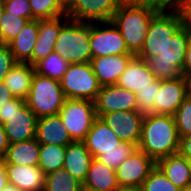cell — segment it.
I'll list each match as a JSON object with an SVG mask.
<instances>
[{
    "mask_svg": "<svg viewBox=\"0 0 191 191\" xmlns=\"http://www.w3.org/2000/svg\"><path fill=\"white\" fill-rule=\"evenodd\" d=\"M87 149L93 158H97L104 151L117 150L122 140L100 117H96L85 140Z\"/></svg>",
    "mask_w": 191,
    "mask_h": 191,
    "instance_id": "obj_18",
    "label": "cell"
},
{
    "mask_svg": "<svg viewBox=\"0 0 191 191\" xmlns=\"http://www.w3.org/2000/svg\"><path fill=\"white\" fill-rule=\"evenodd\" d=\"M156 162L140 149H136L116 169V179L120 186H142Z\"/></svg>",
    "mask_w": 191,
    "mask_h": 191,
    "instance_id": "obj_11",
    "label": "cell"
},
{
    "mask_svg": "<svg viewBox=\"0 0 191 191\" xmlns=\"http://www.w3.org/2000/svg\"><path fill=\"white\" fill-rule=\"evenodd\" d=\"M160 80L156 79L151 86L136 93L137 111L143 116L154 114V101H156L157 92L160 89Z\"/></svg>",
    "mask_w": 191,
    "mask_h": 191,
    "instance_id": "obj_34",
    "label": "cell"
},
{
    "mask_svg": "<svg viewBox=\"0 0 191 191\" xmlns=\"http://www.w3.org/2000/svg\"><path fill=\"white\" fill-rule=\"evenodd\" d=\"M123 141L139 145L144 116L137 110L114 111L100 117Z\"/></svg>",
    "mask_w": 191,
    "mask_h": 191,
    "instance_id": "obj_12",
    "label": "cell"
},
{
    "mask_svg": "<svg viewBox=\"0 0 191 191\" xmlns=\"http://www.w3.org/2000/svg\"><path fill=\"white\" fill-rule=\"evenodd\" d=\"M138 146L129 142L118 144L117 150L104 151L97 159L107 167L115 170L125 159H127Z\"/></svg>",
    "mask_w": 191,
    "mask_h": 191,
    "instance_id": "obj_33",
    "label": "cell"
},
{
    "mask_svg": "<svg viewBox=\"0 0 191 191\" xmlns=\"http://www.w3.org/2000/svg\"><path fill=\"white\" fill-rule=\"evenodd\" d=\"M114 191H143L142 186H118Z\"/></svg>",
    "mask_w": 191,
    "mask_h": 191,
    "instance_id": "obj_47",
    "label": "cell"
},
{
    "mask_svg": "<svg viewBox=\"0 0 191 191\" xmlns=\"http://www.w3.org/2000/svg\"><path fill=\"white\" fill-rule=\"evenodd\" d=\"M8 184L23 191H43L45 174L38 166L5 164Z\"/></svg>",
    "mask_w": 191,
    "mask_h": 191,
    "instance_id": "obj_20",
    "label": "cell"
},
{
    "mask_svg": "<svg viewBox=\"0 0 191 191\" xmlns=\"http://www.w3.org/2000/svg\"><path fill=\"white\" fill-rule=\"evenodd\" d=\"M187 1L188 0H179V11H183Z\"/></svg>",
    "mask_w": 191,
    "mask_h": 191,
    "instance_id": "obj_50",
    "label": "cell"
},
{
    "mask_svg": "<svg viewBox=\"0 0 191 191\" xmlns=\"http://www.w3.org/2000/svg\"><path fill=\"white\" fill-rule=\"evenodd\" d=\"M84 186L99 191H114L118 188L115 170L101 163L97 158H93L83 182Z\"/></svg>",
    "mask_w": 191,
    "mask_h": 191,
    "instance_id": "obj_27",
    "label": "cell"
},
{
    "mask_svg": "<svg viewBox=\"0 0 191 191\" xmlns=\"http://www.w3.org/2000/svg\"><path fill=\"white\" fill-rule=\"evenodd\" d=\"M90 22V45L92 58L131 54L119 29L109 22ZM105 25L108 27L101 26Z\"/></svg>",
    "mask_w": 191,
    "mask_h": 191,
    "instance_id": "obj_10",
    "label": "cell"
},
{
    "mask_svg": "<svg viewBox=\"0 0 191 191\" xmlns=\"http://www.w3.org/2000/svg\"><path fill=\"white\" fill-rule=\"evenodd\" d=\"M70 18L66 15L52 19L39 20L38 39L33 48L32 65L45 59L54 51L55 42L58 38L61 27Z\"/></svg>",
    "mask_w": 191,
    "mask_h": 191,
    "instance_id": "obj_17",
    "label": "cell"
},
{
    "mask_svg": "<svg viewBox=\"0 0 191 191\" xmlns=\"http://www.w3.org/2000/svg\"><path fill=\"white\" fill-rule=\"evenodd\" d=\"M33 20L52 19L66 15L58 0H29Z\"/></svg>",
    "mask_w": 191,
    "mask_h": 191,
    "instance_id": "obj_31",
    "label": "cell"
},
{
    "mask_svg": "<svg viewBox=\"0 0 191 191\" xmlns=\"http://www.w3.org/2000/svg\"><path fill=\"white\" fill-rule=\"evenodd\" d=\"M179 138L191 134V102L185 99L173 114Z\"/></svg>",
    "mask_w": 191,
    "mask_h": 191,
    "instance_id": "obj_36",
    "label": "cell"
},
{
    "mask_svg": "<svg viewBox=\"0 0 191 191\" xmlns=\"http://www.w3.org/2000/svg\"><path fill=\"white\" fill-rule=\"evenodd\" d=\"M187 80L182 76L160 82V89L154 101V114L173 115L186 99Z\"/></svg>",
    "mask_w": 191,
    "mask_h": 191,
    "instance_id": "obj_14",
    "label": "cell"
},
{
    "mask_svg": "<svg viewBox=\"0 0 191 191\" xmlns=\"http://www.w3.org/2000/svg\"><path fill=\"white\" fill-rule=\"evenodd\" d=\"M66 99L60 81L34 73L26 104L38 118L58 115Z\"/></svg>",
    "mask_w": 191,
    "mask_h": 191,
    "instance_id": "obj_6",
    "label": "cell"
},
{
    "mask_svg": "<svg viewBox=\"0 0 191 191\" xmlns=\"http://www.w3.org/2000/svg\"><path fill=\"white\" fill-rule=\"evenodd\" d=\"M38 117L25 104L3 125L9 143L24 142L36 138Z\"/></svg>",
    "mask_w": 191,
    "mask_h": 191,
    "instance_id": "obj_15",
    "label": "cell"
},
{
    "mask_svg": "<svg viewBox=\"0 0 191 191\" xmlns=\"http://www.w3.org/2000/svg\"><path fill=\"white\" fill-rule=\"evenodd\" d=\"M185 24L182 11L160 10L151 20L138 58L144 59L158 56L166 42Z\"/></svg>",
    "mask_w": 191,
    "mask_h": 191,
    "instance_id": "obj_5",
    "label": "cell"
},
{
    "mask_svg": "<svg viewBox=\"0 0 191 191\" xmlns=\"http://www.w3.org/2000/svg\"><path fill=\"white\" fill-rule=\"evenodd\" d=\"M60 85L67 99H87L94 101L101 89L90 62L70 64L60 80Z\"/></svg>",
    "mask_w": 191,
    "mask_h": 191,
    "instance_id": "obj_7",
    "label": "cell"
},
{
    "mask_svg": "<svg viewBox=\"0 0 191 191\" xmlns=\"http://www.w3.org/2000/svg\"><path fill=\"white\" fill-rule=\"evenodd\" d=\"M126 0H70L66 16L80 22H109Z\"/></svg>",
    "mask_w": 191,
    "mask_h": 191,
    "instance_id": "obj_9",
    "label": "cell"
},
{
    "mask_svg": "<svg viewBox=\"0 0 191 191\" xmlns=\"http://www.w3.org/2000/svg\"><path fill=\"white\" fill-rule=\"evenodd\" d=\"M96 116L114 111L137 110L136 94L120 86L110 85L101 87L94 100Z\"/></svg>",
    "mask_w": 191,
    "mask_h": 191,
    "instance_id": "obj_13",
    "label": "cell"
},
{
    "mask_svg": "<svg viewBox=\"0 0 191 191\" xmlns=\"http://www.w3.org/2000/svg\"><path fill=\"white\" fill-rule=\"evenodd\" d=\"M26 104V100L20 98H13L6 102L5 105L0 108V123L4 125L9 118L19 111Z\"/></svg>",
    "mask_w": 191,
    "mask_h": 191,
    "instance_id": "obj_39",
    "label": "cell"
},
{
    "mask_svg": "<svg viewBox=\"0 0 191 191\" xmlns=\"http://www.w3.org/2000/svg\"><path fill=\"white\" fill-rule=\"evenodd\" d=\"M180 138L173 115H146L142 121L141 139L138 149L155 162L177 154Z\"/></svg>",
    "mask_w": 191,
    "mask_h": 191,
    "instance_id": "obj_1",
    "label": "cell"
},
{
    "mask_svg": "<svg viewBox=\"0 0 191 191\" xmlns=\"http://www.w3.org/2000/svg\"><path fill=\"white\" fill-rule=\"evenodd\" d=\"M182 76L186 80H191V37L187 46L183 68L181 70Z\"/></svg>",
    "mask_w": 191,
    "mask_h": 191,
    "instance_id": "obj_41",
    "label": "cell"
},
{
    "mask_svg": "<svg viewBox=\"0 0 191 191\" xmlns=\"http://www.w3.org/2000/svg\"><path fill=\"white\" fill-rule=\"evenodd\" d=\"M141 2L162 11H167V9L169 11H179V0H142Z\"/></svg>",
    "mask_w": 191,
    "mask_h": 191,
    "instance_id": "obj_40",
    "label": "cell"
},
{
    "mask_svg": "<svg viewBox=\"0 0 191 191\" xmlns=\"http://www.w3.org/2000/svg\"><path fill=\"white\" fill-rule=\"evenodd\" d=\"M133 54L111 55L92 58V70L101 86L116 85Z\"/></svg>",
    "mask_w": 191,
    "mask_h": 191,
    "instance_id": "obj_16",
    "label": "cell"
},
{
    "mask_svg": "<svg viewBox=\"0 0 191 191\" xmlns=\"http://www.w3.org/2000/svg\"><path fill=\"white\" fill-rule=\"evenodd\" d=\"M188 165H189V169H190V177H191V159H188Z\"/></svg>",
    "mask_w": 191,
    "mask_h": 191,
    "instance_id": "obj_55",
    "label": "cell"
},
{
    "mask_svg": "<svg viewBox=\"0 0 191 191\" xmlns=\"http://www.w3.org/2000/svg\"><path fill=\"white\" fill-rule=\"evenodd\" d=\"M126 1H137V2H141L142 0H126Z\"/></svg>",
    "mask_w": 191,
    "mask_h": 191,
    "instance_id": "obj_56",
    "label": "cell"
},
{
    "mask_svg": "<svg viewBox=\"0 0 191 191\" xmlns=\"http://www.w3.org/2000/svg\"><path fill=\"white\" fill-rule=\"evenodd\" d=\"M28 21V19L4 11L0 23V44L7 45L11 42L23 30Z\"/></svg>",
    "mask_w": 191,
    "mask_h": 191,
    "instance_id": "obj_32",
    "label": "cell"
},
{
    "mask_svg": "<svg viewBox=\"0 0 191 191\" xmlns=\"http://www.w3.org/2000/svg\"><path fill=\"white\" fill-rule=\"evenodd\" d=\"M4 9L9 14L17 17L33 20L32 9L29 0H3Z\"/></svg>",
    "mask_w": 191,
    "mask_h": 191,
    "instance_id": "obj_37",
    "label": "cell"
},
{
    "mask_svg": "<svg viewBox=\"0 0 191 191\" xmlns=\"http://www.w3.org/2000/svg\"><path fill=\"white\" fill-rule=\"evenodd\" d=\"M82 183L61 168L45 175L43 191H80Z\"/></svg>",
    "mask_w": 191,
    "mask_h": 191,
    "instance_id": "obj_30",
    "label": "cell"
},
{
    "mask_svg": "<svg viewBox=\"0 0 191 191\" xmlns=\"http://www.w3.org/2000/svg\"><path fill=\"white\" fill-rule=\"evenodd\" d=\"M58 1L65 8L68 5L70 0H58Z\"/></svg>",
    "mask_w": 191,
    "mask_h": 191,
    "instance_id": "obj_53",
    "label": "cell"
},
{
    "mask_svg": "<svg viewBox=\"0 0 191 191\" xmlns=\"http://www.w3.org/2000/svg\"><path fill=\"white\" fill-rule=\"evenodd\" d=\"M156 166L182 191L191 182L188 159L179 153L158 160Z\"/></svg>",
    "mask_w": 191,
    "mask_h": 191,
    "instance_id": "obj_25",
    "label": "cell"
},
{
    "mask_svg": "<svg viewBox=\"0 0 191 191\" xmlns=\"http://www.w3.org/2000/svg\"><path fill=\"white\" fill-rule=\"evenodd\" d=\"M65 153L66 146L40 144L38 167L45 175L63 168Z\"/></svg>",
    "mask_w": 191,
    "mask_h": 191,
    "instance_id": "obj_28",
    "label": "cell"
},
{
    "mask_svg": "<svg viewBox=\"0 0 191 191\" xmlns=\"http://www.w3.org/2000/svg\"><path fill=\"white\" fill-rule=\"evenodd\" d=\"M39 153L40 143L34 138L24 142L11 143L2 159L4 164L38 166Z\"/></svg>",
    "mask_w": 191,
    "mask_h": 191,
    "instance_id": "obj_26",
    "label": "cell"
},
{
    "mask_svg": "<svg viewBox=\"0 0 191 191\" xmlns=\"http://www.w3.org/2000/svg\"><path fill=\"white\" fill-rule=\"evenodd\" d=\"M0 191H23L22 189L11 185V184H7L3 189H1Z\"/></svg>",
    "mask_w": 191,
    "mask_h": 191,
    "instance_id": "obj_48",
    "label": "cell"
},
{
    "mask_svg": "<svg viewBox=\"0 0 191 191\" xmlns=\"http://www.w3.org/2000/svg\"><path fill=\"white\" fill-rule=\"evenodd\" d=\"M178 153L187 159H191V134L180 138Z\"/></svg>",
    "mask_w": 191,
    "mask_h": 191,
    "instance_id": "obj_42",
    "label": "cell"
},
{
    "mask_svg": "<svg viewBox=\"0 0 191 191\" xmlns=\"http://www.w3.org/2000/svg\"><path fill=\"white\" fill-rule=\"evenodd\" d=\"M69 66V62L53 51L45 59L38 61L34 65V69L39 75L60 81Z\"/></svg>",
    "mask_w": 191,
    "mask_h": 191,
    "instance_id": "obj_29",
    "label": "cell"
},
{
    "mask_svg": "<svg viewBox=\"0 0 191 191\" xmlns=\"http://www.w3.org/2000/svg\"><path fill=\"white\" fill-rule=\"evenodd\" d=\"M4 11H5V9H4L3 2L0 1V23H1Z\"/></svg>",
    "mask_w": 191,
    "mask_h": 191,
    "instance_id": "obj_51",
    "label": "cell"
},
{
    "mask_svg": "<svg viewBox=\"0 0 191 191\" xmlns=\"http://www.w3.org/2000/svg\"><path fill=\"white\" fill-rule=\"evenodd\" d=\"M14 55L6 44H0V81L9 73V70L16 64Z\"/></svg>",
    "mask_w": 191,
    "mask_h": 191,
    "instance_id": "obj_38",
    "label": "cell"
},
{
    "mask_svg": "<svg viewBox=\"0 0 191 191\" xmlns=\"http://www.w3.org/2000/svg\"><path fill=\"white\" fill-rule=\"evenodd\" d=\"M39 20H31L23 30L7 45L16 62L32 65L33 48L38 39Z\"/></svg>",
    "mask_w": 191,
    "mask_h": 191,
    "instance_id": "obj_23",
    "label": "cell"
},
{
    "mask_svg": "<svg viewBox=\"0 0 191 191\" xmlns=\"http://www.w3.org/2000/svg\"><path fill=\"white\" fill-rule=\"evenodd\" d=\"M185 24L191 27V0H188L183 9Z\"/></svg>",
    "mask_w": 191,
    "mask_h": 191,
    "instance_id": "obj_46",
    "label": "cell"
},
{
    "mask_svg": "<svg viewBox=\"0 0 191 191\" xmlns=\"http://www.w3.org/2000/svg\"><path fill=\"white\" fill-rule=\"evenodd\" d=\"M183 191H191V182L187 184Z\"/></svg>",
    "mask_w": 191,
    "mask_h": 191,
    "instance_id": "obj_54",
    "label": "cell"
},
{
    "mask_svg": "<svg viewBox=\"0 0 191 191\" xmlns=\"http://www.w3.org/2000/svg\"><path fill=\"white\" fill-rule=\"evenodd\" d=\"M36 140L40 144L62 146H67L73 142L59 115L38 118Z\"/></svg>",
    "mask_w": 191,
    "mask_h": 191,
    "instance_id": "obj_21",
    "label": "cell"
},
{
    "mask_svg": "<svg viewBox=\"0 0 191 191\" xmlns=\"http://www.w3.org/2000/svg\"><path fill=\"white\" fill-rule=\"evenodd\" d=\"M8 184L6 169L3 159L0 160V190Z\"/></svg>",
    "mask_w": 191,
    "mask_h": 191,
    "instance_id": "obj_45",
    "label": "cell"
},
{
    "mask_svg": "<svg viewBox=\"0 0 191 191\" xmlns=\"http://www.w3.org/2000/svg\"><path fill=\"white\" fill-rule=\"evenodd\" d=\"M54 51L70 64L90 62V23L69 19L61 27Z\"/></svg>",
    "mask_w": 191,
    "mask_h": 191,
    "instance_id": "obj_4",
    "label": "cell"
},
{
    "mask_svg": "<svg viewBox=\"0 0 191 191\" xmlns=\"http://www.w3.org/2000/svg\"><path fill=\"white\" fill-rule=\"evenodd\" d=\"M35 73L34 66L17 62L2 82L10 89L15 98L26 100L30 93L31 82Z\"/></svg>",
    "mask_w": 191,
    "mask_h": 191,
    "instance_id": "obj_24",
    "label": "cell"
},
{
    "mask_svg": "<svg viewBox=\"0 0 191 191\" xmlns=\"http://www.w3.org/2000/svg\"><path fill=\"white\" fill-rule=\"evenodd\" d=\"M186 99L191 102V80H187Z\"/></svg>",
    "mask_w": 191,
    "mask_h": 191,
    "instance_id": "obj_49",
    "label": "cell"
},
{
    "mask_svg": "<svg viewBox=\"0 0 191 191\" xmlns=\"http://www.w3.org/2000/svg\"><path fill=\"white\" fill-rule=\"evenodd\" d=\"M143 191H182L156 166L142 184Z\"/></svg>",
    "mask_w": 191,
    "mask_h": 191,
    "instance_id": "obj_35",
    "label": "cell"
},
{
    "mask_svg": "<svg viewBox=\"0 0 191 191\" xmlns=\"http://www.w3.org/2000/svg\"><path fill=\"white\" fill-rule=\"evenodd\" d=\"M13 98L14 96L10 89L2 81H0V108H2L6 102Z\"/></svg>",
    "mask_w": 191,
    "mask_h": 191,
    "instance_id": "obj_43",
    "label": "cell"
},
{
    "mask_svg": "<svg viewBox=\"0 0 191 191\" xmlns=\"http://www.w3.org/2000/svg\"><path fill=\"white\" fill-rule=\"evenodd\" d=\"M72 141H84L95 120L94 101L66 99L58 114Z\"/></svg>",
    "mask_w": 191,
    "mask_h": 191,
    "instance_id": "obj_8",
    "label": "cell"
},
{
    "mask_svg": "<svg viewBox=\"0 0 191 191\" xmlns=\"http://www.w3.org/2000/svg\"><path fill=\"white\" fill-rule=\"evenodd\" d=\"M159 11L146 3L126 1L114 13L111 21L119 29L129 52L134 56L140 53L150 22Z\"/></svg>",
    "mask_w": 191,
    "mask_h": 191,
    "instance_id": "obj_2",
    "label": "cell"
},
{
    "mask_svg": "<svg viewBox=\"0 0 191 191\" xmlns=\"http://www.w3.org/2000/svg\"><path fill=\"white\" fill-rule=\"evenodd\" d=\"M10 145L4 126L0 123V157L3 158Z\"/></svg>",
    "mask_w": 191,
    "mask_h": 191,
    "instance_id": "obj_44",
    "label": "cell"
},
{
    "mask_svg": "<svg viewBox=\"0 0 191 191\" xmlns=\"http://www.w3.org/2000/svg\"><path fill=\"white\" fill-rule=\"evenodd\" d=\"M155 80L147 62L134 56L120 75L117 85L136 94L145 87L151 86Z\"/></svg>",
    "mask_w": 191,
    "mask_h": 191,
    "instance_id": "obj_19",
    "label": "cell"
},
{
    "mask_svg": "<svg viewBox=\"0 0 191 191\" xmlns=\"http://www.w3.org/2000/svg\"><path fill=\"white\" fill-rule=\"evenodd\" d=\"M80 191H99V190H96V189H93V188H90V187H86V186H84V185H81Z\"/></svg>",
    "mask_w": 191,
    "mask_h": 191,
    "instance_id": "obj_52",
    "label": "cell"
},
{
    "mask_svg": "<svg viewBox=\"0 0 191 191\" xmlns=\"http://www.w3.org/2000/svg\"><path fill=\"white\" fill-rule=\"evenodd\" d=\"M191 37V27L184 24L176 34L166 42L158 56L146 60L154 77L160 81L182 77L181 70Z\"/></svg>",
    "mask_w": 191,
    "mask_h": 191,
    "instance_id": "obj_3",
    "label": "cell"
},
{
    "mask_svg": "<svg viewBox=\"0 0 191 191\" xmlns=\"http://www.w3.org/2000/svg\"><path fill=\"white\" fill-rule=\"evenodd\" d=\"M93 157L83 141H73L66 146L63 169L83 184Z\"/></svg>",
    "mask_w": 191,
    "mask_h": 191,
    "instance_id": "obj_22",
    "label": "cell"
}]
</instances>
